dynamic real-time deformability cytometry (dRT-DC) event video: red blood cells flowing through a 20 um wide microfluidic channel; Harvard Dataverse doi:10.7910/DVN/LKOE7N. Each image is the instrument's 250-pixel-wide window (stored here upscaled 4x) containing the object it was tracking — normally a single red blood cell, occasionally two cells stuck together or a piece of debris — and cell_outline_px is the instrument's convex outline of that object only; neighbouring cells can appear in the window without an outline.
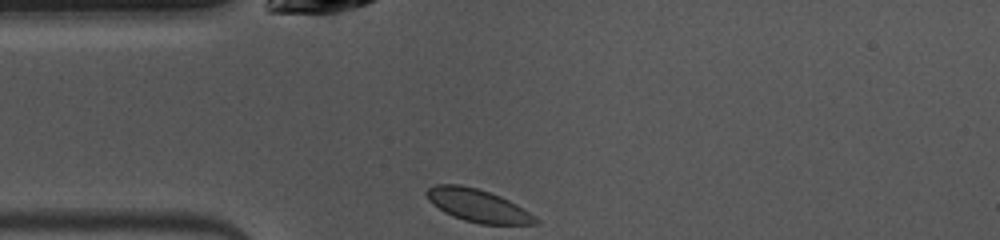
{"species": "common noctule bat (a hibernating species)", "species_latin": "Nyctalus noctula", "temperature_condition": "warm", "stored_images_in_passage": 39, "camera_frame_rate_fps": 3000, "um_per_image_px": 0.085, "animal": {"sex": "female", "body_mass_g": 10.0, "forearm_length_mm": 53.1}, "frame": {"image": 1, "passage_image": 1, "time_ms": 0.0, "image_size_px": [1000, 240], "cell_outline_px": [[540, 224], [480, 224], [464, 220], [452, 216], [444, 212], [432, 204], [428, 200], [424, 192], [428, 188], [436, 184], [460, 184], [476, 188], [500, 196], [516, 204], [540, 220]], "centroid_in_image_um": [40.58, 17.47], "position_along_channel_um": 44.4, "area_um2": 20.75}}
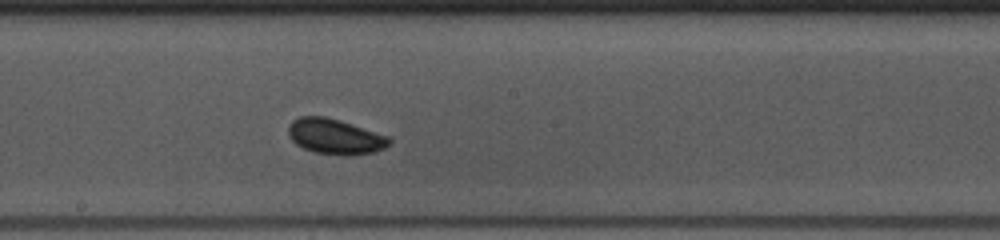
{"frame": {"image": 2, "passage_image": 15, "time_ms": 4.667, "image_size_px": [1000, 240], "cell_outline_px": [[392, 140], [384, 148], [376, 152], [352, 156], [344, 156], [312, 152], [296, 144], [292, 140], [288, 132], [288, 124], [292, 120], [300, 116], [324, 116], [340, 120], [388, 136]], "centroid_in_image_um": [28.47, 11.62], "position_along_channel_um": 219.7, "area_um2": 20.98}}
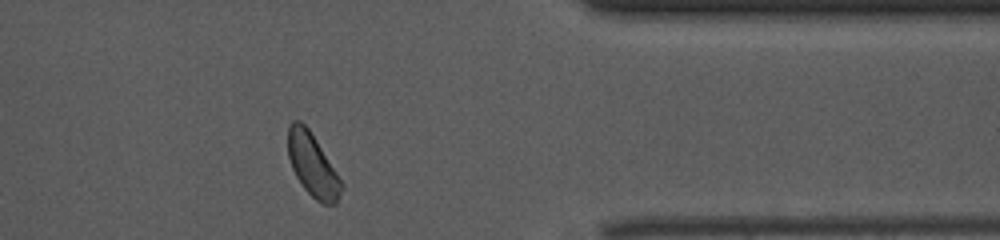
{"frame": {"image": 3, "passage_image": 29, "time_ms": 9.333, "image_size_px": [1000, 240], "cell_outline_px": [[344, 188], [336, 204], [324, 204], [316, 200], [304, 188], [296, 176], [292, 168], [288, 156], [288, 128], [292, 120], [300, 120], [308, 128], [316, 140], [344, 184]], "centroid_in_image_um": [26.58, 14.04], "position_along_channel_um": 384.8, "area_um2": 19.48}, "authors_computed_cell_mechanics": {"area_um2": 19.941, "velocity_mm_per_s": 3.9494, "shape_relaxation_time_tau1_ms": 1.2604, "shape_relaxation_time_tau2_ms": null, "deformation_change_tau1": 0.035, "deformation_change_tau2": null}}